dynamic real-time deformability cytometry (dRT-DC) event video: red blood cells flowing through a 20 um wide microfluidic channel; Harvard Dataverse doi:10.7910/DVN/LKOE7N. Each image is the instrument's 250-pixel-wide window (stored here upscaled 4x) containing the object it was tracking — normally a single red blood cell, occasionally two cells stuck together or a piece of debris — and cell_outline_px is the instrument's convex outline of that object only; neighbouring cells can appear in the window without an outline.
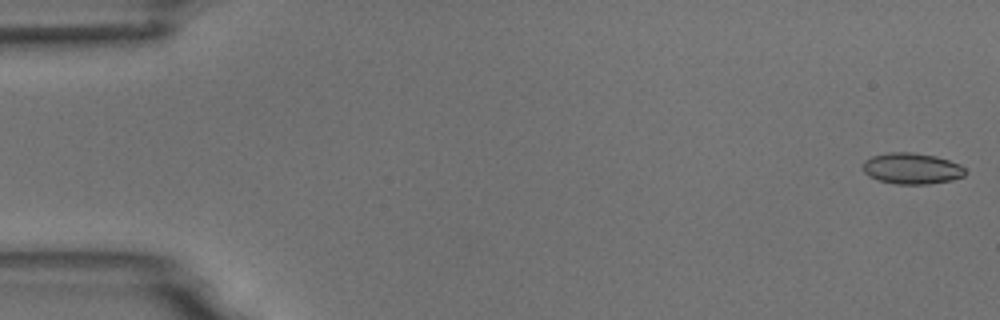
{"species": "common noctule bat (a hibernating species)", "species_latin": "Nyctalus noctula", "temperature_condition": "room temperature", "stored_images_in_passage": 6, "camera_frame_rate_fps": 3000, "um_per_image_px": 0.085, "animal": {"sex": "male", "body_mass_g": 18.8}, "frame": {"image": 1, "passage_image": 1, "time_ms": 0.0, "image_size_px": [1000, 320], "cell_outline_px": [[964, 176], [952, 180], [928, 184], [896, 184], [880, 180], [868, 176], [864, 172], [864, 160], [872, 156], [888, 152], [912, 152], [936, 156], [960, 164], [964, 168]], "centroid_in_image_um": [77.5, 14.32], "position_along_channel_um": 7.5, "area_um2": 18.5}}
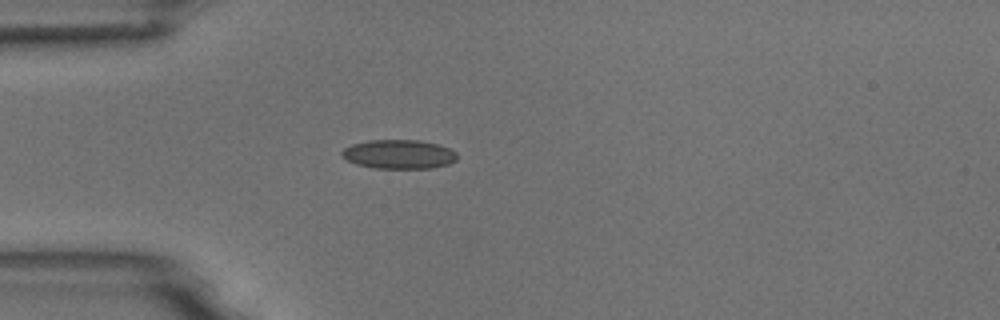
{"frame": {"image": 2, "passage_image": 5, "time_ms": 4.667, "image_size_px": [1000, 320], "cell_outline_px": [[456, 160], [448, 164], [432, 168], [372, 168], [356, 164], [340, 156], [340, 152], [344, 148], [352, 144], [368, 140], [420, 140], [436, 144], [448, 148], [456, 152]], "centroid_in_image_um": [33.86, 13.11], "position_along_channel_um": 51.1, "area_um2": 19.54}}